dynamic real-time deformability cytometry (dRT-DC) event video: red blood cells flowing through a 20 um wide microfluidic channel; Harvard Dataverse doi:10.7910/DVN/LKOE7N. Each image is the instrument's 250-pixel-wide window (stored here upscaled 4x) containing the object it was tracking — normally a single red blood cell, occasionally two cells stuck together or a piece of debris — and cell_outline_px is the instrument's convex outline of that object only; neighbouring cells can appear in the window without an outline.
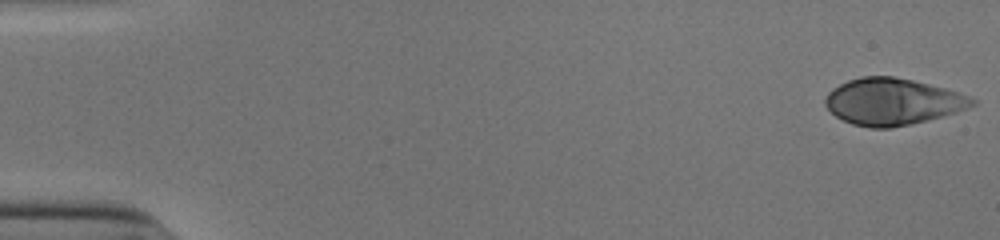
{"species": "human", "species_latin": "Homo sapiens", "temperature_condition": "cold", "stored_images_in_passage": 52, "camera_frame_rate_fps": 3000, "um_per_image_px": 0.085, "donor": {"sex": "male"}, "frame": {"image": 1, "passage_image": 1, "time_ms": 0.0, "image_size_px": [1000, 240], "cell_outline_px": [[976, 104], [968, 108], [956, 112], [928, 120], [888, 128], [872, 128], [852, 124], [836, 116], [824, 104], [824, 100], [828, 92], [832, 88], [848, 80], [860, 76], [892, 76], [912, 80], [944, 88], [968, 96], [976, 100]], "centroid_in_image_um": [75.84, 8.63], "position_along_channel_um": 9.2, "area_um2": 39.65}}
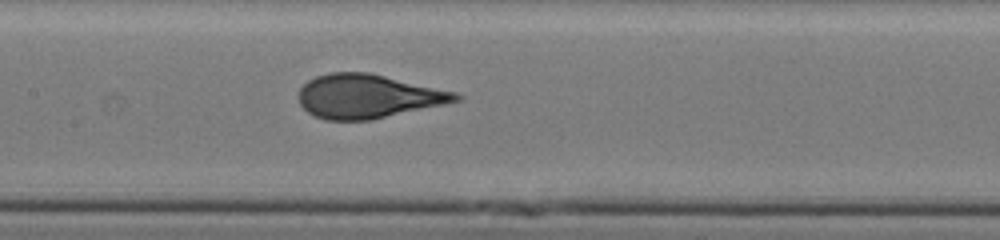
{"frame": {"image": 2, "passage_image": 26, "time_ms": 8.333, "image_size_px": [1000, 240], "cell_outline_px": [[464, 100], [372, 120], [324, 120], [308, 112], [300, 104], [296, 96], [300, 88], [308, 80], [316, 76], [328, 72], [368, 72], [456, 92], [464, 96]], "centroid_in_image_um": [31.28, 8.19], "position_along_channel_um": 176.1, "area_um2": 40.46}}
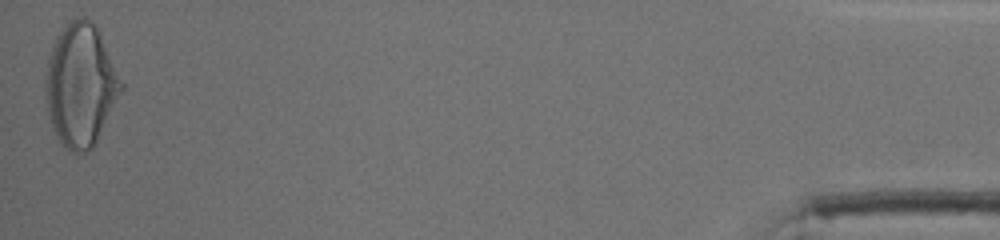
{"frame": {"image": 3, "passage_image": 52, "time_ms": 17.0, "image_size_px": [1000, 240], "cell_outline_px": [[124, 88], [96, 144], [92, 148], [76, 156], [60, 144], [52, 128], [44, 96], [44, 80], [48, 60], [52, 44], [56, 36], [68, 20], [80, 16], [96, 24], [124, 84]], "centroid_in_image_um": [6.84, 7.26], "position_along_channel_um": 428.4, "area_um2": 55.03}, "authors_computed_cell_mechanics": {"area_um2": 40.3733, "velocity_mm_per_s": 3.9128, "shape_relaxation_time_tau1_ms": 5.1166, "shape_relaxation_time_tau2_ms": null, "deformation_change_tau1": 0.2119, "deformation_change_tau2": null}}